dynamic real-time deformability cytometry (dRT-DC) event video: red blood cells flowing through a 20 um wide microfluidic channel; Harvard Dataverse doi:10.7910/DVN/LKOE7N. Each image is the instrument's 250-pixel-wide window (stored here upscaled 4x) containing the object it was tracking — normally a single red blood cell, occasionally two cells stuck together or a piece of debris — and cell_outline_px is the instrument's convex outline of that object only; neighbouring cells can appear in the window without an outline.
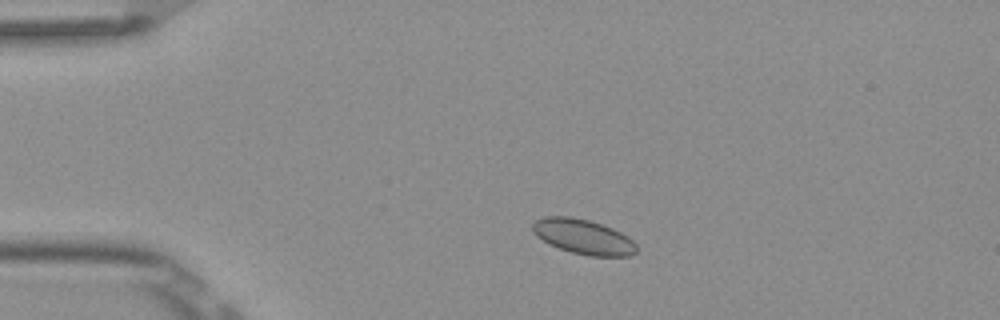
{"species": "Egyptian fruit bat (a non-hibernating species)", "species_latin": "Rousettus aegyptiacus", "temperature_condition": "room temperature", "stored_images_in_passage": 6, "camera_frame_rate_fps": 3000, "um_per_image_px": 0.085, "frame": {"image": 1, "passage_image": 2, "time_ms": 0.333, "image_size_px": [1000, 320], "cell_outline_px": [[636, 252], [632, 256], [588, 256], [572, 252], [548, 244], [536, 236], [532, 232], [532, 224], [536, 220], [544, 216], [572, 216], [588, 220], [612, 228], [628, 236], [636, 244]], "centroid_in_image_um": [49.56, 20.12], "position_along_channel_um": 35.4, "area_um2": 21.21}}
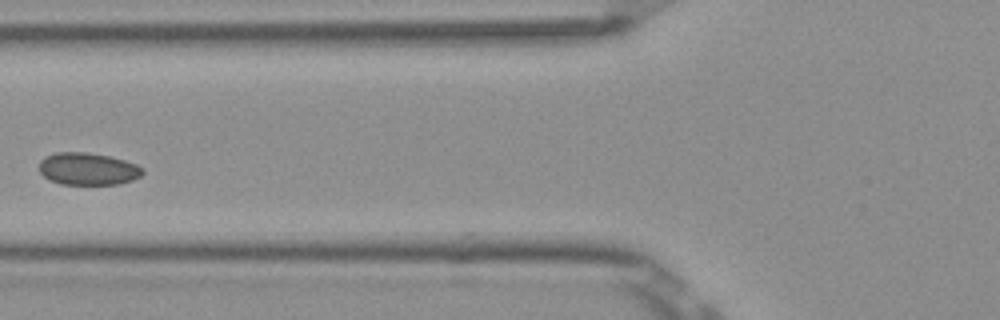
{"frame": {"image": 2, "passage_image": 5, "time_ms": 1.333, "image_size_px": [1000, 320], "cell_outline_px": [[144, 172], [140, 176], [132, 180], [116, 184], [60, 184], [44, 176], [40, 172], [40, 160], [44, 156], [56, 152], [84, 152], [108, 156], [124, 160], [136, 164], [144, 168]], "centroid_in_image_um": [7.47, 14.35], "position_along_channel_um": 118.3, "area_um2": 19.36}}
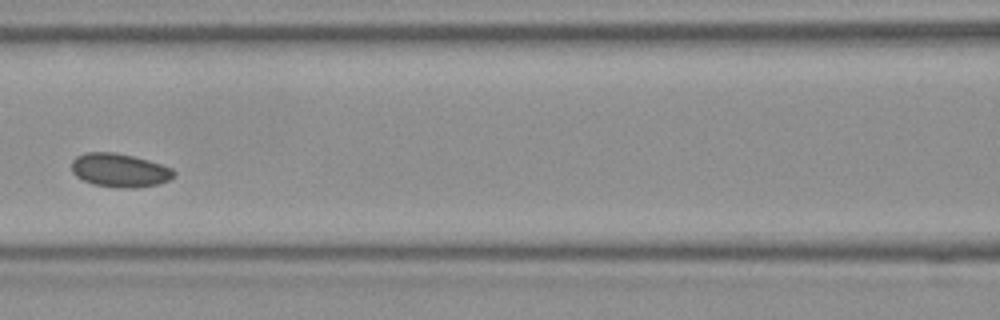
{"frame": {"image": 3, "passage_image": 6, "time_ms": 1.667, "image_size_px": [1000, 320], "cell_outline_px": [[176, 172], [168, 180], [156, 184], [136, 188], [120, 188], [92, 184], [76, 176], [72, 172], [72, 160], [76, 156], [84, 152], [116, 152], [148, 160], [172, 168]], "centroid_in_image_um": [10.13, 14.46], "position_along_channel_um": 156.5, "area_um2": 20.0}}